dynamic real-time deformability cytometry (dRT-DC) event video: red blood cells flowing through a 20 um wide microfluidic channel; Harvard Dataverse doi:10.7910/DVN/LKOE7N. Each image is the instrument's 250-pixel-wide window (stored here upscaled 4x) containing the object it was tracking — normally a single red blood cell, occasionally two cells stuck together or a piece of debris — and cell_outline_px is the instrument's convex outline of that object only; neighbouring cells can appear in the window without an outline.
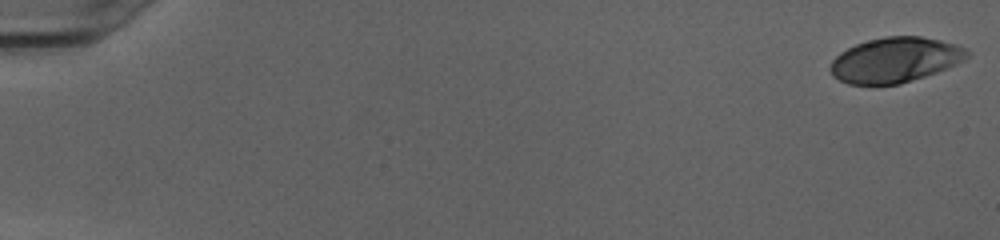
{"species": "human", "species_latin": "Homo sapiens", "temperature_condition": "cold", "stored_images_in_passage": 52, "camera_frame_rate_fps": 3000, "um_per_image_px": 0.085, "donor": {"sex": "female"}, "frame": {"image": 1, "passage_image": 1, "time_ms": 0.0, "image_size_px": [1000, 240], "cell_outline_px": [[972, 52], [964, 60], [948, 68], [900, 84], [876, 88], [848, 84], [832, 76], [828, 68], [832, 60], [840, 52], [856, 44], [868, 40], [884, 36], [920, 36], [940, 40], [956, 44], [968, 48]], "centroid_in_image_um": [76.06, 5.13], "position_along_channel_um": 8.9, "area_um2": 36.82}}
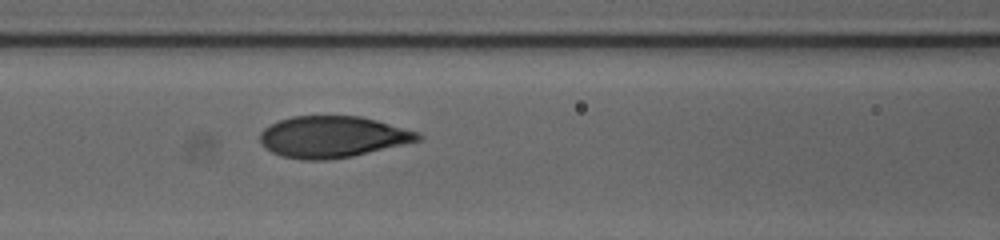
{"frame": {"image": 2, "passage_image": 24, "time_ms": 7.667, "image_size_px": [1000, 240], "cell_outline_px": [[424, 136], [420, 140], [404, 144], [352, 156], [324, 160], [300, 160], [280, 156], [264, 148], [260, 140], [260, 132], [264, 128], [280, 120], [292, 116], [360, 116], [376, 120], [420, 132]], "centroid_in_image_um": [28.26, 11.63], "position_along_channel_um": 138.3, "area_um2": 38.15}}
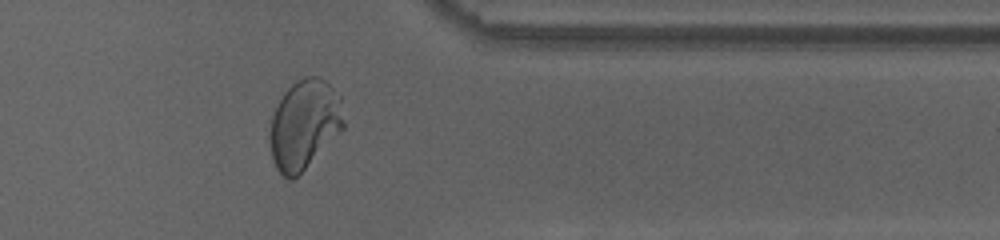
{"frame": {"image": 3, "passage_image": 43, "time_ms": 14.0, "image_size_px": [1000, 240], "cell_outline_px": [[344, 128], [292, 180], [288, 180], [280, 176], [272, 160], [272, 116], [284, 92], [296, 80], [304, 76], [316, 76], [324, 80], [340, 96], [344, 124]], "centroid_in_image_um": [25.88, 10.57], "position_along_channel_um": 385.5, "area_um2": 37.63}, "authors_computed_cell_mechanics": {"area_um2": 37.6278, "velocity_mm_per_s": 4.0257, "shape_relaxation_time_tau1_ms": 5.0856, "shape_relaxation_time_tau2_ms": null, "deformation_change_tau1": 0.2299, "deformation_change_tau2": null}}